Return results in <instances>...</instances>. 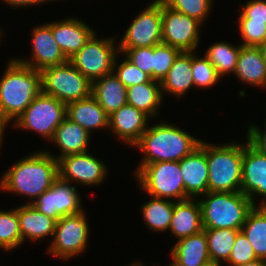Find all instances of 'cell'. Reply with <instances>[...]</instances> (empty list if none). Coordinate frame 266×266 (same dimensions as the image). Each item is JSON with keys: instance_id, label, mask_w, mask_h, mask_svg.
I'll return each mask as SVG.
<instances>
[{"instance_id": "obj_9", "label": "cell", "mask_w": 266, "mask_h": 266, "mask_svg": "<svg viewBox=\"0 0 266 266\" xmlns=\"http://www.w3.org/2000/svg\"><path fill=\"white\" fill-rule=\"evenodd\" d=\"M116 37L99 39L93 34L69 61L91 82L113 72L119 52ZM116 44V45H115Z\"/></svg>"}, {"instance_id": "obj_8", "label": "cell", "mask_w": 266, "mask_h": 266, "mask_svg": "<svg viewBox=\"0 0 266 266\" xmlns=\"http://www.w3.org/2000/svg\"><path fill=\"white\" fill-rule=\"evenodd\" d=\"M67 105L42 91L15 120L13 127L37 132L51 141L56 128L66 118Z\"/></svg>"}, {"instance_id": "obj_47", "label": "cell", "mask_w": 266, "mask_h": 266, "mask_svg": "<svg viewBox=\"0 0 266 266\" xmlns=\"http://www.w3.org/2000/svg\"><path fill=\"white\" fill-rule=\"evenodd\" d=\"M259 49L261 50L263 58L266 61V41L259 46Z\"/></svg>"}, {"instance_id": "obj_25", "label": "cell", "mask_w": 266, "mask_h": 266, "mask_svg": "<svg viewBox=\"0 0 266 266\" xmlns=\"http://www.w3.org/2000/svg\"><path fill=\"white\" fill-rule=\"evenodd\" d=\"M192 74V51H181L175 58L166 77L161 81L162 96L168 92L175 98L184 96L194 87ZM165 92V93H164Z\"/></svg>"}, {"instance_id": "obj_37", "label": "cell", "mask_w": 266, "mask_h": 266, "mask_svg": "<svg viewBox=\"0 0 266 266\" xmlns=\"http://www.w3.org/2000/svg\"><path fill=\"white\" fill-rule=\"evenodd\" d=\"M117 57L119 58V56L115 58L113 72L126 88L152 80L148 74L136 67L126 57L123 58L124 60L120 64L117 62Z\"/></svg>"}, {"instance_id": "obj_41", "label": "cell", "mask_w": 266, "mask_h": 266, "mask_svg": "<svg viewBox=\"0 0 266 266\" xmlns=\"http://www.w3.org/2000/svg\"><path fill=\"white\" fill-rule=\"evenodd\" d=\"M237 20H252L266 22V0H249L242 5Z\"/></svg>"}, {"instance_id": "obj_43", "label": "cell", "mask_w": 266, "mask_h": 266, "mask_svg": "<svg viewBox=\"0 0 266 266\" xmlns=\"http://www.w3.org/2000/svg\"><path fill=\"white\" fill-rule=\"evenodd\" d=\"M0 1H4L5 3H7V6L10 5L11 7H32L34 5H39V4H43L44 2H51V1H55V0H0Z\"/></svg>"}, {"instance_id": "obj_16", "label": "cell", "mask_w": 266, "mask_h": 266, "mask_svg": "<svg viewBox=\"0 0 266 266\" xmlns=\"http://www.w3.org/2000/svg\"><path fill=\"white\" fill-rule=\"evenodd\" d=\"M245 141L243 143L241 192L249 197L254 206H256L254 198L258 195L262 196L258 206H266V156L252 147L248 140Z\"/></svg>"}, {"instance_id": "obj_29", "label": "cell", "mask_w": 266, "mask_h": 266, "mask_svg": "<svg viewBox=\"0 0 266 266\" xmlns=\"http://www.w3.org/2000/svg\"><path fill=\"white\" fill-rule=\"evenodd\" d=\"M254 249L257 259L266 260V206H254L241 228Z\"/></svg>"}, {"instance_id": "obj_32", "label": "cell", "mask_w": 266, "mask_h": 266, "mask_svg": "<svg viewBox=\"0 0 266 266\" xmlns=\"http://www.w3.org/2000/svg\"><path fill=\"white\" fill-rule=\"evenodd\" d=\"M206 234L208 254L211 261L225 263L233 248L237 234L236 229H203Z\"/></svg>"}, {"instance_id": "obj_4", "label": "cell", "mask_w": 266, "mask_h": 266, "mask_svg": "<svg viewBox=\"0 0 266 266\" xmlns=\"http://www.w3.org/2000/svg\"><path fill=\"white\" fill-rule=\"evenodd\" d=\"M198 199L204 229L241 230L248 212L254 207L240 192H207Z\"/></svg>"}, {"instance_id": "obj_33", "label": "cell", "mask_w": 266, "mask_h": 266, "mask_svg": "<svg viewBox=\"0 0 266 266\" xmlns=\"http://www.w3.org/2000/svg\"><path fill=\"white\" fill-rule=\"evenodd\" d=\"M22 244L17 208L0 210V248L11 251Z\"/></svg>"}, {"instance_id": "obj_21", "label": "cell", "mask_w": 266, "mask_h": 266, "mask_svg": "<svg viewBox=\"0 0 266 266\" xmlns=\"http://www.w3.org/2000/svg\"><path fill=\"white\" fill-rule=\"evenodd\" d=\"M66 117L79 124L90 134L93 129H109V116L92 94L67 104Z\"/></svg>"}, {"instance_id": "obj_35", "label": "cell", "mask_w": 266, "mask_h": 266, "mask_svg": "<svg viewBox=\"0 0 266 266\" xmlns=\"http://www.w3.org/2000/svg\"><path fill=\"white\" fill-rule=\"evenodd\" d=\"M171 9L188 15L196 19L203 25L208 15H210L211 7L214 0H161Z\"/></svg>"}, {"instance_id": "obj_49", "label": "cell", "mask_w": 266, "mask_h": 266, "mask_svg": "<svg viewBox=\"0 0 266 266\" xmlns=\"http://www.w3.org/2000/svg\"><path fill=\"white\" fill-rule=\"evenodd\" d=\"M3 33H4V32H3V30H1V28H0V38H2V37H3V36H2V35H3ZM0 41H2V40H0Z\"/></svg>"}, {"instance_id": "obj_48", "label": "cell", "mask_w": 266, "mask_h": 266, "mask_svg": "<svg viewBox=\"0 0 266 266\" xmlns=\"http://www.w3.org/2000/svg\"><path fill=\"white\" fill-rule=\"evenodd\" d=\"M129 266H145V265H143L142 264V262H139V260H138V262H132V264H130Z\"/></svg>"}, {"instance_id": "obj_11", "label": "cell", "mask_w": 266, "mask_h": 266, "mask_svg": "<svg viewBox=\"0 0 266 266\" xmlns=\"http://www.w3.org/2000/svg\"><path fill=\"white\" fill-rule=\"evenodd\" d=\"M145 8L131 22L122 39H119V53L127 48L150 47L162 43L161 0H154Z\"/></svg>"}, {"instance_id": "obj_42", "label": "cell", "mask_w": 266, "mask_h": 266, "mask_svg": "<svg viewBox=\"0 0 266 266\" xmlns=\"http://www.w3.org/2000/svg\"><path fill=\"white\" fill-rule=\"evenodd\" d=\"M265 128L263 131L257 125H252L250 123L247 128L246 139L248 143L259 151L262 155L266 156V119H265Z\"/></svg>"}, {"instance_id": "obj_36", "label": "cell", "mask_w": 266, "mask_h": 266, "mask_svg": "<svg viewBox=\"0 0 266 266\" xmlns=\"http://www.w3.org/2000/svg\"><path fill=\"white\" fill-rule=\"evenodd\" d=\"M180 52L178 48L165 43L153 46V80L161 83Z\"/></svg>"}, {"instance_id": "obj_7", "label": "cell", "mask_w": 266, "mask_h": 266, "mask_svg": "<svg viewBox=\"0 0 266 266\" xmlns=\"http://www.w3.org/2000/svg\"><path fill=\"white\" fill-rule=\"evenodd\" d=\"M42 92L64 104L86 98L91 94L89 81L69 60L41 71Z\"/></svg>"}, {"instance_id": "obj_5", "label": "cell", "mask_w": 266, "mask_h": 266, "mask_svg": "<svg viewBox=\"0 0 266 266\" xmlns=\"http://www.w3.org/2000/svg\"><path fill=\"white\" fill-rule=\"evenodd\" d=\"M208 192H240L243 144L229 142L219 146L206 142Z\"/></svg>"}, {"instance_id": "obj_23", "label": "cell", "mask_w": 266, "mask_h": 266, "mask_svg": "<svg viewBox=\"0 0 266 266\" xmlns=\"http://www.w3.org/2000/svg\"><path fill=\"white\" fill-rule=\"evenodd\" d=\"M233 75L244 84L266 88V61L259 47L241 46Z\"/></svg>"}, {"instance_id": "obj_20", "label": "cell", "mask_w": 266, "mask_h": 266, "mask_svg": "<svg viewBox=\"0 0 266 266\" xmlns=\"http://www.w3.org/2000/svg\"><path fill=\"white\" fill-rule=\"evenodd\" d=\"M201 208L197 198L174 201V210L168 231L178 240L202 231Z\"/></svg>"}, {"instance_id": "obj_15", "label": "cell", "mask_w": 266, "mask_h": 266, "mask_svg": "<svg viewBox=\"0 0 266 266\" xmlns=\"http://www.w3.org/2000/svg\"><path fill=\"white\" fill-rule=\"evenodd\" d=\"M32 48L31 59H17L29 67L42 71L48 67L60 65L68 61L52 35L51 21L37 25L31 31Z\"/></svg>"}, {"instance_id": "obj_26", "label": "cell", "mask_w": 266, "mask_h": 266, "mask_svg": "<svg viewBox=\"0 0 266 266\" xmlns=\"http://www.w3.org/2000/svg\"><path fill=\"white\" fill-rule=\"evenodd\" d=\"M17 214L22 244L26 239L37 241L53 236L56 220L39 212L32 204L19 206Z\"/></svg>"}, {"instance_id": "obj_28", "label": "cell", "mask_w": 266, "mask_h": 266, "mask_svg": "<svg viewBox=\"0 0 266 266\" xmlns=\"http://www.w3.org/2000/svg\"><path fill=\"white\" fill-rule=\"evenodd\" d=\"M163 99L161 83L155 80L127 88V104L143 111L150 118L158 116Z\"/></svg>"}, {"instance_id": "obj_40", "label": "cell", "mask_w": 266, "mask_h": 266, "mask_svg": "<svg viewBox=\"0 0 266 266\" xmlns=\"http://www.w3.org/2000/svg\"><path fill=\"white\" fill-rule=\"evenodd\" d=\"M122 55L153 80V46L127 48Z\"/></svg>"}, {"instance_id": "obj_46", "label": "cell", "mask_w": 266, "mask_h": 266, "mask_svg": "<svg viewBox=\"0 0 266 266\" xmlns=\"http://www.w3.org/2000/svg\"><path fill=\"white\" fill-rule=\"evenodd\" d=\"M222 262H217V261H208L207 263L201 265V266H222ZM224 266V265H223Z\"/></svg>"}, {"instance_id": "obj_18", "label": "cell", "mask_w": 266, "mask_h": 266, "mask_svg": "<svg viewBox=\"0 0 266 266\" xmlns=\"http://www.w3.org/2000/svg\"><path fill=\"white\" fill-rule=\"evenodd\" d=\"M150 117L143 111L126 104L109 116V129L117 139L134 146L147 130Z\"/></svg>"}, {"instance_id": "obj_30", "label": "cell", "mask_w": 266, "mask_h": 266, "mask_svg": "<svg viewBox=\"0 0 266 266\" xmlns=\"http://www.w3.org/2000/svg\"><path fill=\"white\" fill-rule=\"evenodd\" d=\"M149 201L141 205L140 211L148 229L154 232L168 231L174 210V201L150 196Z\"/></svg>"}, {"instance_id": "obj_12", "label": "cell", "mask_w": 266, "mask_h": 266, "mask_svg": "<svg viewBox=\"0 0 266 266\" xmlns=\"http://www.w3.org/2000/svg\"><path fill=\"white\" fill-rule=\"evenodd\" d=\"M162 43L180 51H196L200 41L201 23L175 11L161 1Z\"/></svg>"}, {"instance_id": "obj_34", "label": "cell", "mask_w": 266, "mask_h": 266, "mask_svg": "<svg viewBox=\"0 0 266 266\" xmlns=\"http://www.w3.org/2000/svg\"><path fill=\"white\" fill-rule=\"evenodd\" d=\"M192 74L194 87L203 89L216 85L221 78L205 55L199 57L195 51H192Z\"/></svg>"}, {"instance_id": "obj_1", "label": "cell", "mask_w": 266, "mask_h": 266, "mask_svg": "<svg viewBox=\"0 0 266 266\" xmlns=\"http://www.w3.org/2000/svg\"><path fill=\"white\" fill-rule=\"evenodd\" d=\"M59 178L58 160L51 152L34 151L16 161L0 179V189L3 192L24 195L33 202Z\"/></svg>"}, {"instance_id": "obj_10", "label": "cell", "mask_w": 266, "mask_h": 266, "mask_svg": "<svg viewBox=\"0 0 266 266\" xmlns=\"http://www.w3.org/2000/svg\"><path fill=\"white\" fill-rule=\"evenodd\" d=\"M85 210L62 216L56 221L55 231L48 248L52 256L63 261L83 253L88 244L89 225Z\"/></svg>"}, {"instance_id": "obj_39", "label": "cell", "mask_w": 266, "mask_h": 266, "mask_svg": "<svg viewBox=\"0 0 266 266\" xmlns=\"http://www.w3.org/2000/svg\"><path fill=\"white\" fill-rule=\"evenodd\" d=\"M254 249L248 241L245 234L240 231L235 239L231 254L228 260L225 262L228 266H235L239 264L248 263L256 260ZM226 266V265H225Z\"/></svg>"}, {"instance_id": "obj_17", "label": "cell", "mask_w": 266, "mask_h": 266, "mask_svg": "<svg viewBox=\"0 0 266 266\" xmlns=\"http://www.w3.org/2000/svg\"><path fill=\"white\" fill-rule=\"evenodd\" d=\"M180 170L186 192V199L200 198L208 192V164L206 142L200 145L180 161Z\"/></svg>"}, {"instance_id": "obj_2", "label": "cell", "mask_w": 266, "mask_h": 266, "mask_svg": "<svg viewBox=\"0 0 266 266\" xmlns=\"http://www.w3.org/2000/svg\"><path fill=\"white\" fill-rule=\"evenodd\" d=\"M201 140L169 122H157L142 134L139 141L133 146L145 155L137 169L145 164L180 161L191 154Z\"/></svg>"}, {"instance_id": "obj_19", "label": "cell", "mask_w": 266, "mask_h": 266, "mask_svg": "<svg viewBox=\"0 0 266 266\" xmlns=\"http://www.w3.org/2000/svg\"><path fill=\"white\" fill-rule=\"evenodd\" d=\"M51 29L53 38L68 60L96 33L87 23L74 17L52 21Z\"/></svg>"}, {"instance_id": "obj_31", "label": "cell", "mask_w": 266, "mask_h": 266, "mask_svg": "<svg viewBox=\"0 0 266 266\" xmlns=\"http://www.w3.org/2000/svg\"><path fill=\"white\" fill-rule=\"evenodd\" d=\"M241 46V44L233 46L222 41L215 42L206 50L205 57L212 63L221 78L235 72Z\"/></svg>"}, {"instance_id": "obj_24", "label": "cell", "mask_w": 266, "mask_h": 266, "mask_svg": "<svg viewBox=\"0 0 266 266\" xmlns=\"http://www.w3.org/2000/svg\"><path fill=\"white\" fill-rule=\"evenodd\" d=\"M91 135L79 124L66 117L56 128L50 141L55 143L58 149L61 150L60 155L58 157L54 155V157L59 160L67 155L88 152Z\"/></svg>"}, {"instance_id": "obj_6", "label": "cell", "mask_w": 266, "mask_h": 266, "mask_svg": "<svg viewBox=\"0 0 266 266\" xmlns=\"http://www.w3.org/2000/svg\"><path fill=\"white\" fill-rule=\"evenodd\" d=\"M133 175L137 178L140 188L149 196L173 201L186 199L179 161L145 164Z\"/></svg>"}, {"instance_id": "obj_3", "label": "cell", "mask_w": 266, "mask_h": 266, "mask_svg": "<svg viewBox=\"0 0 266 266\" xmlns=\"http://www.w3.org/2000/svg\"><path fill=\"white\" fill-rule=\"evenodd\" d=\"M7 64L0 79V110L13 123L42 91L41 71L16 58Z\"/></svg>"}, {"instance_id": "obj_45", "label": "cell", "mask_w": 266, "mask_h": 266, "mask_svg": "<svg viewBox=\"0 0 266 266\" xmlns=\"http://www.w3.org/2000/svg\"><path fill=\"white\" fill-rule=\"evenodd\" d=\"M235 266H266V260L256 259L254 261L244 263V264L235 265Z\"/></svg>"}, {"instance_id": "obj_22", "label": "cell", "mask_w": 266, "mask_h": 266, "mask_svg": "<svg viewBox=\"0 0 266 266\" xmlns=\"http://www.w3.org/2000/svg\"><path fill=\"white\" fill-rule=\"evenodd\" d=\"M170 252V266H201L210 261L204 230L178 240Z\"/></svg>"}, {"instance_id": "obj_13", "label": "cell", "mask_w": 266, "mask_h": 266, "mask_svg": "<svg viewBox=\"0 0 266 266\" xmlns=\"http://www.w3.org/2000/svg\"><path fill=\"white\" fill-rule=\"evenodd\" d=\"M107 165L88 152L71 154L58 160L59 178L78 185H100L107 177Z\"/></svg>"}, {"instance_id": "obj_44", "label": "cell", "mask_w": 266, "mask_h": 266, "mask_svg": "<svg viewBox=\"0 0 266 266\" xmlns=\"http://www.w3.org/2000/svg\"><path fill=\"white\" fill-rule=\"evenodd\" d=\"M9 123L10 122L4 117L3 113L0 110V147L2 146L5 128Z\"/></svg>"}, {"instance_id": "obj_38", "label": "cell", "mask_w": 266, "mask_h": 266, "mask_svg": "<svg viewBox=\"0 0 266 266\" xmlns=\"http://www.w3.org/2000/svg\"><path fill=\"white\" fill-rule=\"evenodd\" d=\"M243 46L259 47L266 41V22L237 20Z\"/></svg>"}, {"instance_id": "obj_27", "label": "cell", "mask_w": 266, "mask_h": 266, "mask_svg": "<svg viewBox=\"0 0 266 266\" xmlns=\"http://www.w3.org/2000/svg\"><path fill=\"white\" fill-rule=\"evenodd\" d=\"M91 94L108 116L127 104V88L114 72L93 81Z\"/></svg>"}, {"instance_id": "obj_14", "label": "cell", "mask_w": 266, "mask_h": 266, "mask_svg": "<svg viewBox=\"0 0 266 266\" xmlns=\"http://www.w3.org/2000/svg\"><path fill=\"white\" fill-rule=\"evenodd\" d=\"M81 204V197L76 187L58 178L32 205L39 212L58 221L62 216L82 211Z\"/></svg>"}]
</instances>
